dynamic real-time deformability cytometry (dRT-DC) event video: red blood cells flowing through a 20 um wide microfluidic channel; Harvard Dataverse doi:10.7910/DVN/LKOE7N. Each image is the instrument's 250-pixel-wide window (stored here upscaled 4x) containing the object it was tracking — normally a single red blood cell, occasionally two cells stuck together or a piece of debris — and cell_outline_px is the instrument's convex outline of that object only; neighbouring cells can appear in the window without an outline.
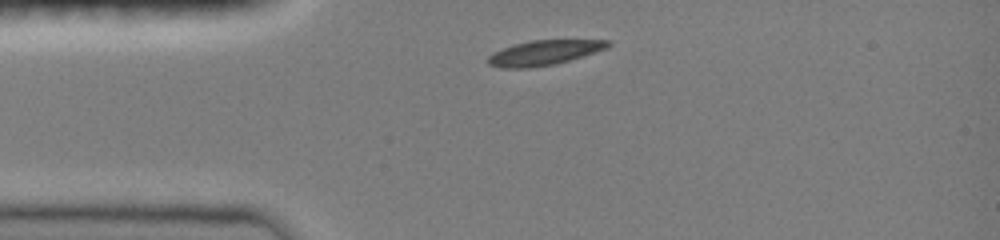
{"species": "common noctule bat (a hibernating species)", "species_latin": "Nyctalus noctula", "temperature_condition": "room temperature", "stored_images_in_passage": 5, "camera_frame_rate_fps": 3000, "um_per_image_px": 0.085, "animal": {"sex": "female", "body_mass_g": 19.0, "forearm_length_mm": 51.5}, "frame": {"image": 1, "passage_image": 1, "time_ms": 0.0, "image_size_px": [1000, 240], "cell_outline_px": [[612, 44], [608, 48], [556, 64], [528, 68], [500, 68], [488, 64], [484, 60], [492, 52], [512, 44], [528, 40], [608, 40]], "centroid_in_image_um": [46.18, 4.48], "position_along_channel_um": 38.8, "area_um2": 17.63}}
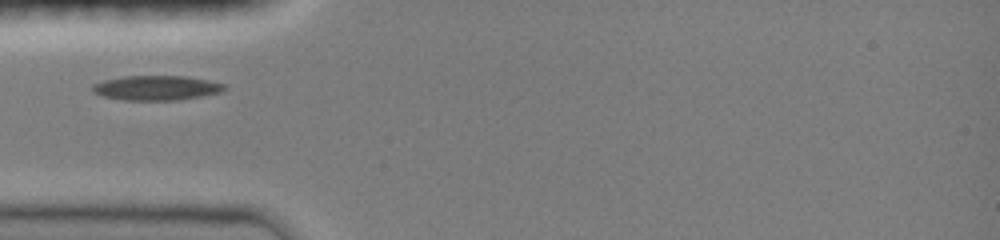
{"frame": {"image": 2, "passage_image": 3, "time_ms": 1.333, "image_size_px": [1000, 240], "cell_outline_px": [[228, 88], [220, 92], [180, 100], [124, 100], [104, 96], [92, 92], [92, 84], [104, 80], [124, 76], [184, 76], [208, 80], [228, 84]], "centroid_in_image_um": [13.32, 7.46], "position_along_channel_um": 71.7, "area_um2": 19.02}}
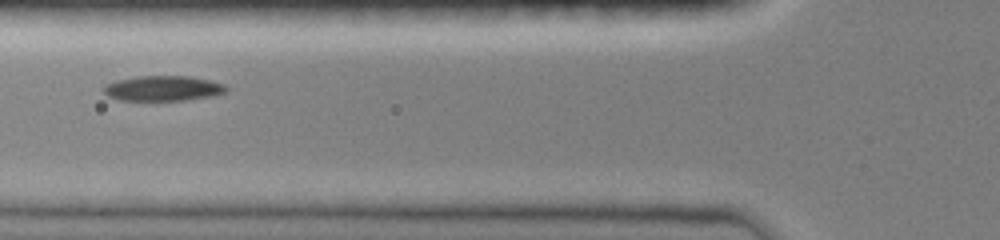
{"frame": {"image": 3, "passage_image": 4, "time_ms": 2.333, "image_size_px": [1000, 240], "cell_outline_px": [[228, 88], [224, 92], [212, 96], [188, 100], [120, 100], [108, 96], [104, 92], [104, 84], [116, 80], [140, 76], [188, 76], [212, 80], [224, 84]], "centroid_in_image_um": [13.86, 7.5], "position_along_channel_um": 111.9, "area_um2": 17.98}}